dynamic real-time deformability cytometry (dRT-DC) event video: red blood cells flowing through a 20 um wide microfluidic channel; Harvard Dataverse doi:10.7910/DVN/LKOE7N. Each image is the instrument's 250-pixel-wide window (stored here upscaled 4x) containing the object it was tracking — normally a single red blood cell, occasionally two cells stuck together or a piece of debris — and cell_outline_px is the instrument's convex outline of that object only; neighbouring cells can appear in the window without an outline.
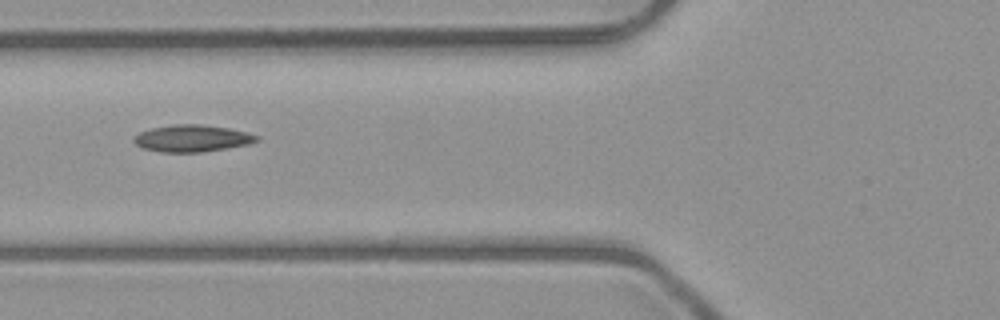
{"species": "common noctule bat (a hibernating species)", "species_latin": "Nyctalus noctula", "temperature_condition": "room temperature", "stored_images_in_passage": 3, "camera_frame_rate_fps": 3000, "um_per_image_px": 0.085, "animal": {"sex": "male", "body_mass_g": 23.1, "forearm_length_mm": 52.7}, "frame": {"image": 1, "passage_image": 3, "time_ms": 3.0, "image_size_px": [1000, 320], "cell_outline_px": [[260, 140], [248, 144], [200, 152], [160, 152], [144, 148], [136, 144], [132, 140], [140, 132], [152, 128], [172, 124], [200, 124], [228, 128], [248, 132], [260, 136]], "centroid_in_image_um": [16.35, 11.75], "position_along_channel_um": 109.5, "area_um2": 19.13}}